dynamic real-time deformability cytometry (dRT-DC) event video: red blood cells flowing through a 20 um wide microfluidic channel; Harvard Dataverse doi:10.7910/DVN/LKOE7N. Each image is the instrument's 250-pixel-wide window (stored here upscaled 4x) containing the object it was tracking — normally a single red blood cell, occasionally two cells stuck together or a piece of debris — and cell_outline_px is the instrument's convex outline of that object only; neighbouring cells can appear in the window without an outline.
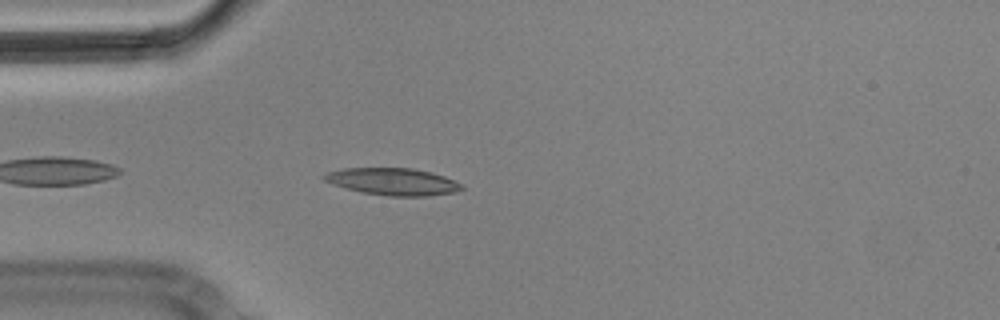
{"species": "Egyptian fruit bat (a non-hibernating species)", "species_latin": "Rousettus aegyptiacus", "temperature_condition": "cold", "stored_images_in_passage": 1, "camera_frame_rate_fps": 3000, "um_per_image_px": 0.085, "animal": {"sex": "male"}, "frame": {"image": 1, "passage_image": 1, "time_ms": 0.0, "image_size_px": [1000, 320], "cell_outline_px": [[464, 188], [456, 192], [428, 196], [388, 196], [364, 192], [332, 184], [324, 180], [320, 176], [328, 172], [344, 168], [412, 168], [432, 172], [444, 176], [464, 184]], "centroid_in_image_um": [33.44, 15.43], "position_along_channel_um": 51.6, "area_um2": 21.73}}